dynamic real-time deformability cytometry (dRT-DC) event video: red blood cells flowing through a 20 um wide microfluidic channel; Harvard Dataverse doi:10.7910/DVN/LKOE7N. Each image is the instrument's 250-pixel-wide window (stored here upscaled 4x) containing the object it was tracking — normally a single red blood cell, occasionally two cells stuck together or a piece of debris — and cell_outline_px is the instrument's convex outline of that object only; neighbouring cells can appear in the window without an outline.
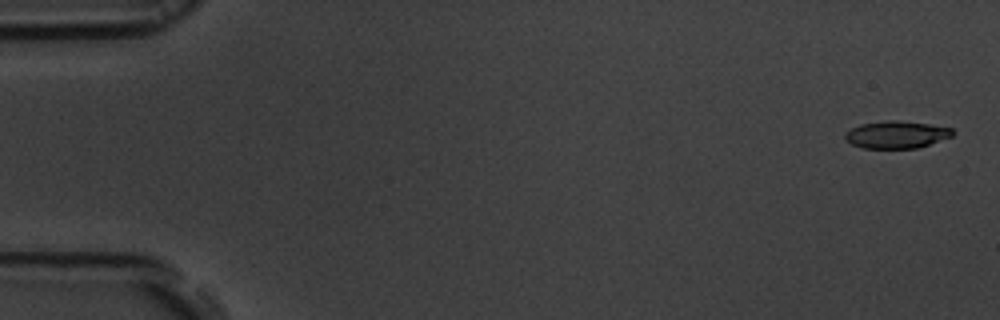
{"species": "common noctule bat (a hibernating species)", "species_latin": "Nyctalus noctula", "temperature_condition": "room temperature", "stored_images_in_passage": 56, "camera_frame_rate_fps": 3000, "um_per_image_px": 0.085, "animal": {"sex": "male", "body_mass_g": 19.5, "forearm_length_mm": 54.6}, "frame": {"image": 1, "passage_image": 2, "time_ms": 0.333, "image_size_px": [1000, 320], "cell_outline_px": [[956, 132], [952, 136], [916, 148], [864, 148], [852, 144], [844, 140], [844, 132], [860, 124], [888, 120], [900, 120], [928, 124], [952, 128]], "centroid_in_image_um": [76.17, 11.43], "position_along_channel_um": 8.8, "area_um2": 17.11}}
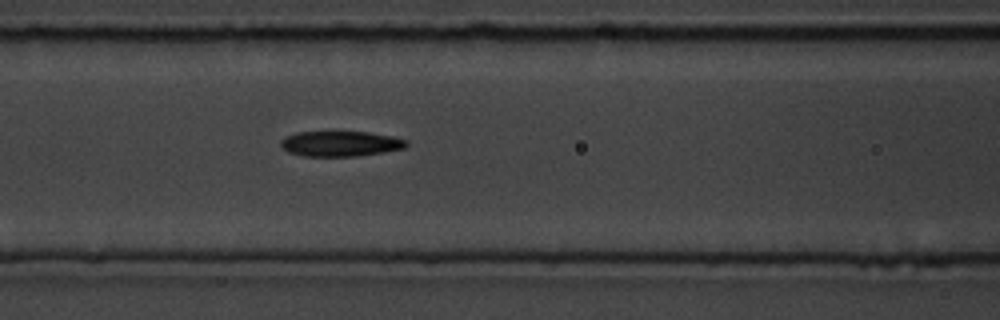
{"frame": {"image": 2, "passage_image": 24, "time_ms": 7.667, "image_size_px": [1000, 320], "cell_outline_px": [[408, 144], [404, 148], [384, 152], [356, 156], [304, 156], [288, 152], [280, 144], [280, 140], [296, 132], [368, 132], [392, 136], [408, 140]], "centroid_in_image_um": [28.96, 12.21], "position_along_channel_um": 137.6, "area_um2": 18.44}}
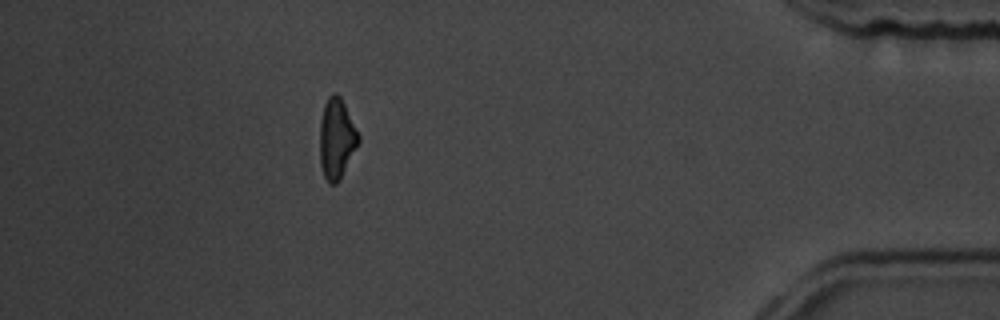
{"frame": {"image": 3, "passage_image": 50, "time_ms": 16.333, "image_size_px": [1000, 320], "cell_outline_px": [[360, 140], [340, 180], [336, 184], [328, 184], [324, 176], [320, 164], [320, 120], [324, 104], [328, 96], [332, 92], [336, 92], [340, 96], [360, 136]], "centroid_in_image_um": [28.6, 11.79], "position_along_channel_um": 406.6, "area_um2": 18.15}, "authors_computed_cell_mechanics": {"area_um2": 18.5827, "velocity_mm_per_s": 3.6885, "shape_relaxation_time_tau1_ms": 4.2222, "shape_relaxation_time_tau2_ms": 4.2742, "deformation_change_tau1": 0.1448, "deformation_change_tau2": 0.1337}}